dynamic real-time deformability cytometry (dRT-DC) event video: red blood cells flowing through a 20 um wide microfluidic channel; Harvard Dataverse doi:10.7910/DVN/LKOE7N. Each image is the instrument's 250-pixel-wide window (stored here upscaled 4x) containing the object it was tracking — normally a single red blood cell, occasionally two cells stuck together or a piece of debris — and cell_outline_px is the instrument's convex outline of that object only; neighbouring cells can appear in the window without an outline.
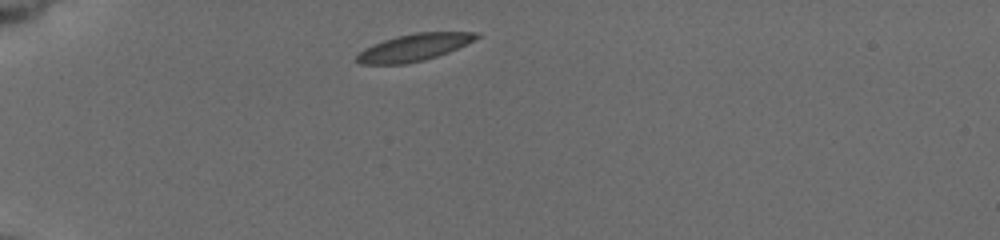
{"species": "common noctule bat (a hibernating species)", "species_latin": "Nyctalus noctula", "temperature_condition": "cold", "stored_images_in_passage": 7, "camera_frame_rate_fps": 3000, "um_per_image_px": 0.085, "animal": {"sex": "female", "body_mass_g": 19.5, "forearm_length_mm": 54.1}, "frame": {"image": 1, "passage_image": 1, "time_ms": 0.0, "image_size_px": [1000, 240], "cell_outline_px": [[480, 36], [448, 52], [424, 60], [404, 64], [360, 64], [356, 60], [356, 56], [364, 48], [372, 44], [396, 36], [416, 32], [480, 32]], "centroid_in_image_um": [35.15, 4.02], "position_along_channel_um": 49.9, "area_um2": 18.67}}
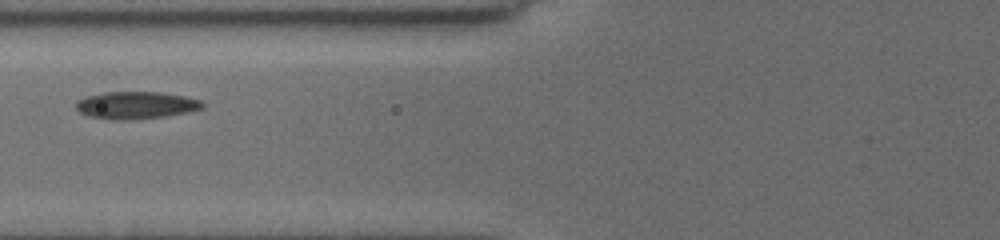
{"frame": {"image": 2, "passage_image": 6, "time_ms": 2.667, "image_size_px": [1000, 240], "cell_outline_px": [[208, 104], [204, 108], [188, 112], [164, 116], [128, 120], [112, 120], [88, 116], [80, 112], [76, 108], [76, 100], [84, 96], [104, 92], [160, 92], [184, 96], [200, 100]], "centroid_in_image_um": [11.56, 8.94], "position_along_channel_um": 114.2, "area_um2": 20.35}}